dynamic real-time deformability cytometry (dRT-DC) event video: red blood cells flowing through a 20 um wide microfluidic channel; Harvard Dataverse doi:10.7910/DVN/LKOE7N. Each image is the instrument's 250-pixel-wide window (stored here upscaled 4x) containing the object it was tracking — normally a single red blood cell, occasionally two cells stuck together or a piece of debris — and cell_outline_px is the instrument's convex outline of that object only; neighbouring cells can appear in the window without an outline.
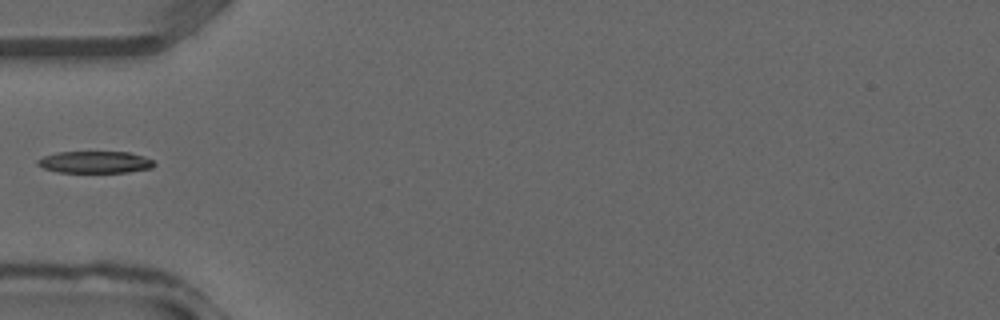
{"species": "common noctule bat (a hibernating species)", "species_latin": "Nyctalus noctula", "temperature_condition": "warm", "stored_images_in_passage": 25, "camera_frame_rate_fps": 3000, "um_per_image_px": 0.085, "animal": {"sex": "male", "forearm_length_mm": 52.5}, "frame": {"image": 1, "passage_image": 1, "time_ms": 0.0, "image_size_px": [1000, 320], "cell_outline_px": [[156, 164], [152, 168], [128, 172], [56, 172], [44, 168], [36, 164], [36, 160], [44, 156], [56, 152], [128, 152], [144, 156], [152, 160]], "centroid_in_image_um": [8.07, 13.78], "position_along_channel_um": 76.9, "area_um2": 14.91}}
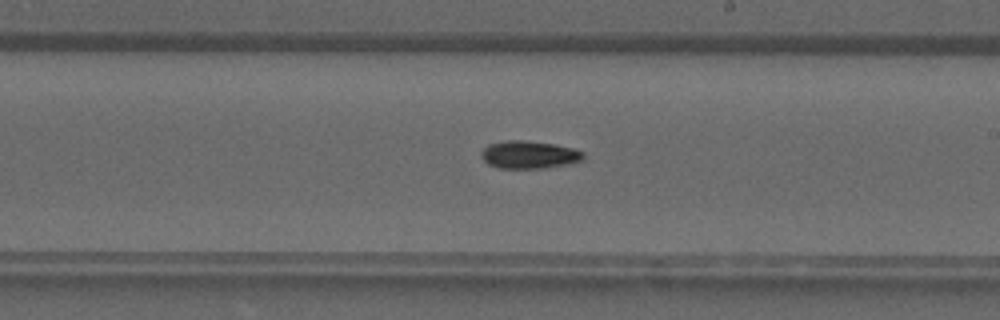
{"frame": {"image": 2, "passage_image": 10, "time_ms": 3.0, "image_size_px": [1000, 320], "cell_outline_px": [[584, 156], [580, 160], [568, 164], [544, 168], [500, 168], [488, 164], [480, 156], [480, 152], [488, 144], [508, 140], [524, 140], [556, 144], [572, 148], [584, 152]], "centroid_in_image_um": [44.95, 13.14], "position_along_channel_um": 244.1, "area_um2": 16.47}}
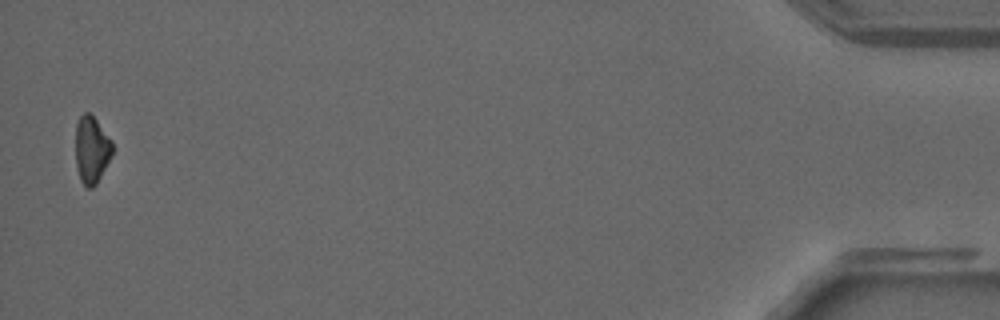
{"frame": {"image": 3, "passage_image": 25, "time_ms": 8.0, "image_size_px": [1000, 320], "cell_outline_px": [[112, 156], [96, 184], [92, 188], [88, 188], [80, 180], [76, 164], [76, 124], [80, 116], [84, 112], [88, 112], [96, 120], [112, 140]], "centroid_in_image_um": [7.79, 12.73], "position_along_channel_um": 427.4, "area_um2": 14.33}}